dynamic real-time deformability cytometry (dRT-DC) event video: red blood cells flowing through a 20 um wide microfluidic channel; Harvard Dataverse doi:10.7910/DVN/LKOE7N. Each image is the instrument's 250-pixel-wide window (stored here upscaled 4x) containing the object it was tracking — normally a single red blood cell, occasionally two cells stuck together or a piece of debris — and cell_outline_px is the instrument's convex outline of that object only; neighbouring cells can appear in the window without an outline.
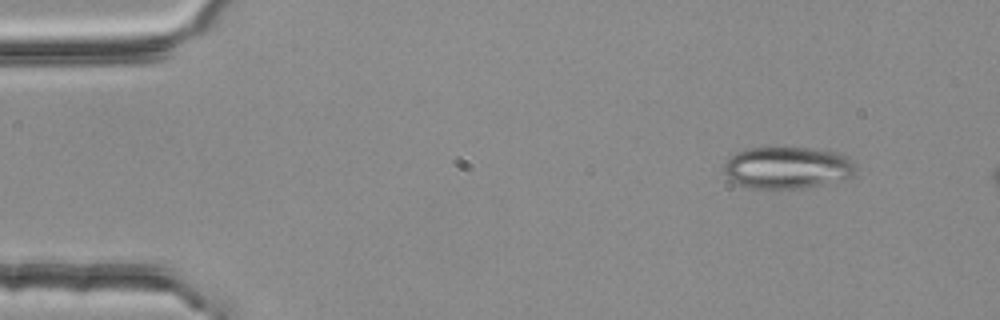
{"species": "common noctule bat (a hibernating species)", "species_latin": "Nyctalus noctula", "temperature_condition": "room temperature", "stored_images_in_passage": 3, "camera_frame_rate_fps": 3000, "um_per_image_px": 0.085, "animal": {"sex": "female", "body_mass_g": 25.1}, "frame": {"image": 1, "passage_image": 1, "time_ms": 0.0, "image_size_px": [1000, 320], "cell_outline_px": [[856, 172], [852, 176], [804, 188], [752, 188], [740, 184], [732, 180], [724, 172], [724, 164], [728, 156], [736, 152], [748, 148], [816, 148], [840, 152], [848, 156], [856, 164]], "centroid_in_image_um": [66.95, 14.22], "position_along_channel_um": 18.1, "area_um2": 32.19}}